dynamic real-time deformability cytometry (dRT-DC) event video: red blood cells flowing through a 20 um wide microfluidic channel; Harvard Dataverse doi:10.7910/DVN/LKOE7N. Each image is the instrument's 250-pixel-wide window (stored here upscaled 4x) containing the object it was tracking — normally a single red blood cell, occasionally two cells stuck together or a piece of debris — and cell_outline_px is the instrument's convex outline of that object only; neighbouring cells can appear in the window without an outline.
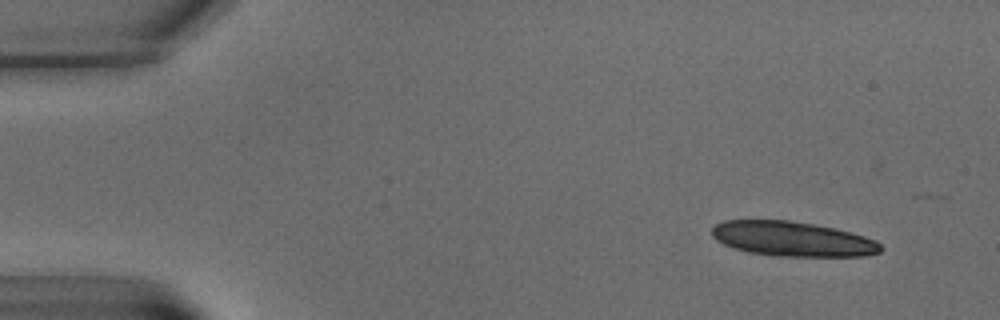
{"species": "common noctule bat (a hibernating species)", "species_latin": "Nyctalus noctula", "temperature_condition": "warm", "stored_images_in_passage": 10, "camera_frame_rate_fps": 3000, "um_per_image_px": 0.085, "animal": {"sex": "male", "body_mass_g": 15.6}, "frame": {"image": 1, "passage_image": 2, "time_ms": 1.0, "image_size_px": [1000, 320], "cell_outline_px": [[884, 248], [880, 252], [864, 256], [776, 256], [748, 252], [732, 248], [716, 240], [712, 236], [712, 228], [716, 224], [724, 220], [788, 220], [816, 224], [836, 228], [864, 236], [876, 240]], "centroid_in_image_um": [67.36, 20.31], "position_along_channel_um": 17.6, "area_um2": 34.39}}
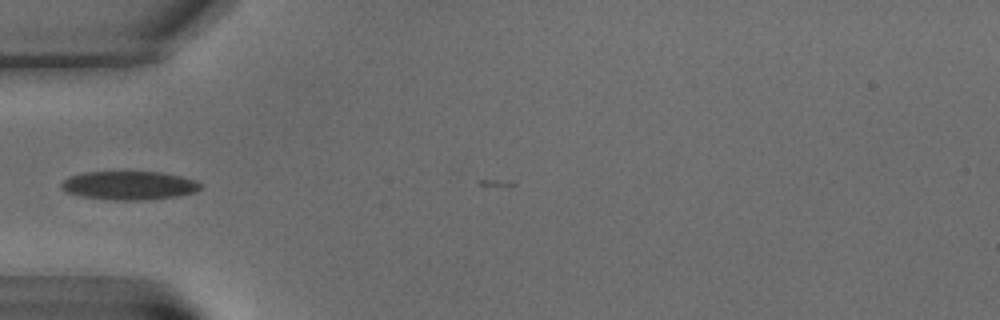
{"frame": {"image": 2, "passage_image": 6, "time_ms": 7.0, "image_size_px": [1000, 320], "cell_outline_px": [[200, 188], [192, 192], [176, 196], [144, 200], [116, 200], [80, 196], [68, 192], [60, 188], [60, 184], [68, 176], [84, 172], [160, 172], [180, 176], [196, 180], [200, 184]], "centroid_in_image_um": [10.92, 15.76], "position_along_channel_um": 74.1, "area_um2": 23.0}}
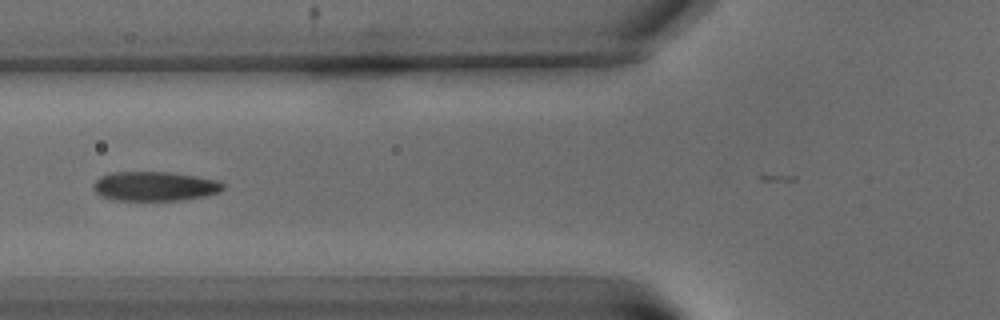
{"frame": {"image": 3, "passage_image": 7, "time_ms": 8.333, "image_size_px": [1000, 320], "cell_outline_px": [[224, 188], [220, 192], [204, 196], [180, 200], [112, 200], [100, 196], [92, 188], [92, 184], [100, 176], [112, 172], [168, 172], [196, 176], [216, 180], [224, 184]], "centroid_in_image_um": [13.11, 15.83], "position_along_channel_um": 112.7, "area_um2": 22.25}}